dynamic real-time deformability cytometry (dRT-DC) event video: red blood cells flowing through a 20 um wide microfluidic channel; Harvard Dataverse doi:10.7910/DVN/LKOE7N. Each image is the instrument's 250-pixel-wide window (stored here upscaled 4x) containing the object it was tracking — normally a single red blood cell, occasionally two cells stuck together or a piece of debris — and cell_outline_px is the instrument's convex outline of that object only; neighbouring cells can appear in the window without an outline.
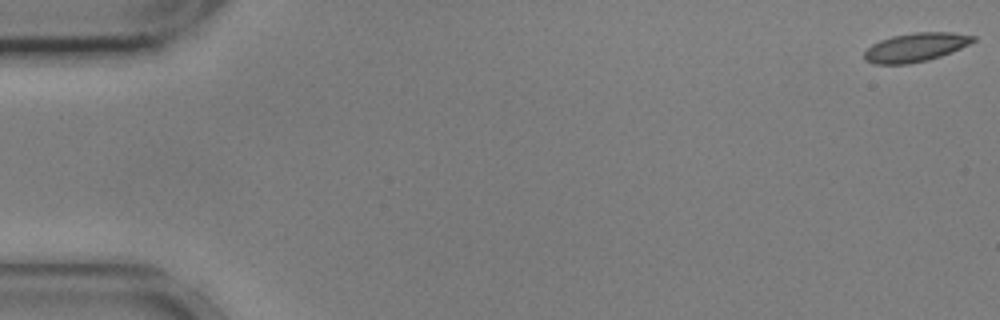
{"species": "common noctule bat (a hibernating species)", "species_latin": "Nyctalus noctula", "temperature_condition": "cold", "stored_images_in_passage": 56, "camera_frame_rate_fps": 3000, "um_per_image_px": 0.085, "animal": {"sex": "male", "body_mass_g": 17.9, "forearm_length_mm": 54.2}, "frame": {"image": 1, "passage_image": 1, "time_ms": 0.0, "image_size_px": [1000, 320], "cell_outline_px": [[976, 40], [952, 52], [928, 60], [908, 64], [876, 64], [864, 60], [864, 52], [872, 44], [880, 40], [892, 36], [912, 32], [952, 32], [976, 36]], "centroid_in_image_um": [77.82, 4.01], "position_along_channel_um": 7.2, "area_um2": 18.26}}
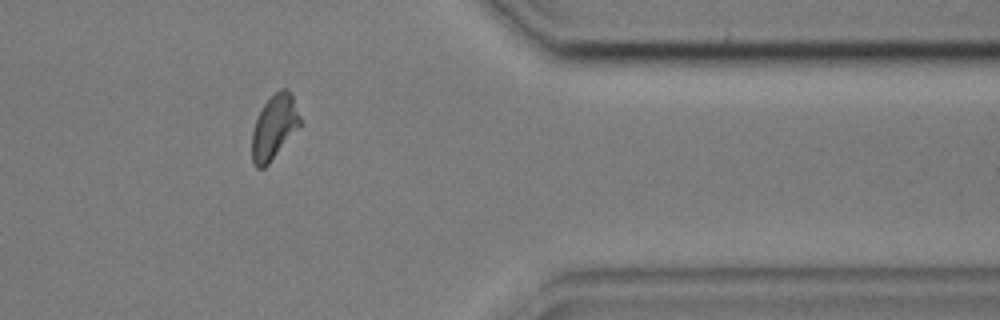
{"frame": {"image": 2, "passage_image": 46, "time_ms": 15.0, "image_size_px": [1000, 320], "cell_outline_px": [[300, 124], [268, 164], [264, 168], [256, 168], [252, 164], [252, 132], [256, 120], [264, 104], [280, 88], [288, 88], [292, 92], [300, 116]], "centroid_in_image_um": [23.3, 10.78], "position_along_channel_um": 388.1, "area_um2": 17.69}}
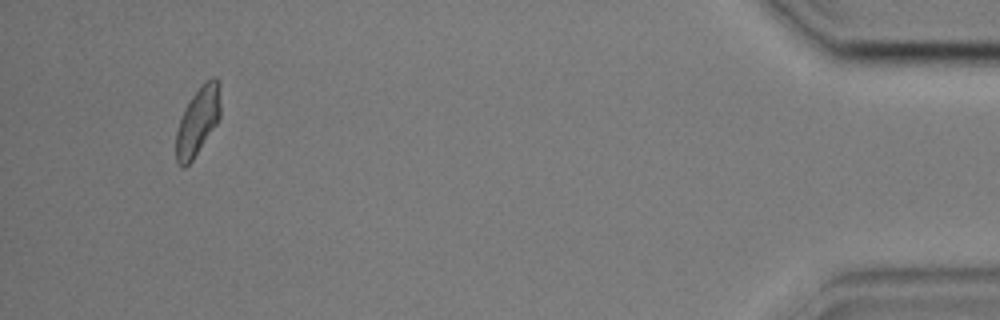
{"frame": {"image": 3, "passage_image": 53, "time_ms": 17.333, "image_size_px": [1000, 320], "cell_outline_px": [[220, 116], [216, 124], [192, 160], [184, 168], [176, 160], [176, 132], [184, 108], [192, 96], [212, 76], [216, 76], [220, 80]], "centroid_in_image_um": [16.83, 10.26], "position_along_channel_um": 418.4, "area_um2": 17.34}, "authors_computed_cell_mechanics": {"area_um2": 18.3515, "velocity_mm_per_s": 3.6, "shape_relaxation_time_tau1_ms": 3.4378, "shape_relaxation_time_tau2_ms": 1.2591, "deformation_change_tau1": 0.1084, "deformation_change_tau2": 0.0675}}